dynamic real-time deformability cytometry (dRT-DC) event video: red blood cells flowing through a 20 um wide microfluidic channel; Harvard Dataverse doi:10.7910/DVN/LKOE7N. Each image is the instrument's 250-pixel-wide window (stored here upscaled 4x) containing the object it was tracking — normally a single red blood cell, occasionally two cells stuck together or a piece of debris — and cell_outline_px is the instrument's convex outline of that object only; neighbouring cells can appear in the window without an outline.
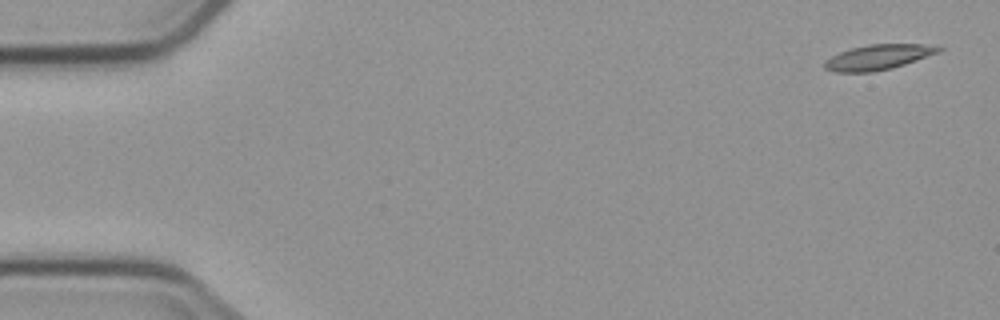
{"species": "common noctule bat (a hibernating species)", "species_latin": "Nyctalus noctula", "temperature_condition": "cold", "stored_images_in_passage": 2, "segment_of_instrument_passage": [2, 2], "camera_frame_rate_fps": 3000, "um_per_image_px": 0.085, "animal": {"sex": "male", "body_mass_g": 23.1, "forearm_length_mm": 52.7}, "frame": {"image": 1, "passage_image": 2, "time_ms": 1.333, "image_size_px": [1000, 320], "cell_outline_px": [[944, 48], [940, 52], [892, 68], [872, 72], [836, 72], [824, 68], [824, 60], [840, 52], [852, 48], [868, 44], [920, 44]], "centroid_in_image_um": [74.62, 4.86], "position_along_channel_um": 10.4, "area_um2": 16.53}}